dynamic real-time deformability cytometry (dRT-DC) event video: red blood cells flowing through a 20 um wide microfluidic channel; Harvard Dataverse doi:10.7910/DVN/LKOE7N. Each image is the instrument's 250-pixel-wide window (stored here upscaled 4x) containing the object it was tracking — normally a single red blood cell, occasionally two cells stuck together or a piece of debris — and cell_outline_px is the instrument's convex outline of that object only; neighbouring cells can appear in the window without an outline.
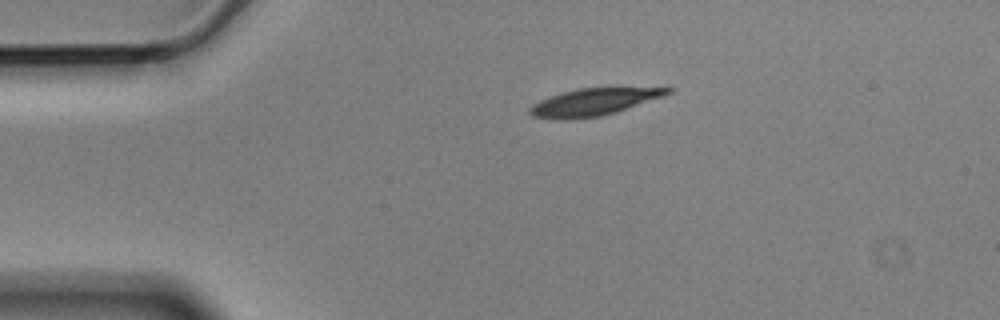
{"species": "Egyptian fruit bat (a non-hibernating species)", "species_latin": "Rousettus aegyptiacus", "temperature_condition": "cold", "stored_images_in_passage": 3, "camera_frame_rate_fps": 3000, "um_per_image_px": 0.085, "animal": {"sex": "male"}, "frame": {"image": 1, "passage_image": 1, "time_ms": 0.0, "image_size_px": [1000, 320], "cell_outline_px": [[672, 92], [616, 112], [600, 116], [564, 120], [532, 116], [528, 112], [528, 108], [532, 104], [540, 100], [576, 88], [612, 84], [672, 88]], "centroid_in_image_um": [50.52, 8.6], "position_along_channel_um": 34.5, "area_um2": 22.66}}
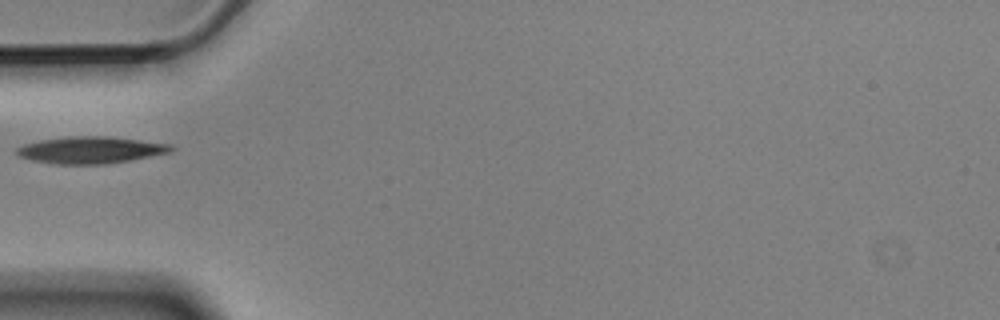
{"frame": {"image": 2, "passage_image": 3, "time_ms": 0.667, "image_size_px": [1000, 320], "cell_outline_px": [[176, 148], [172, 152], [132, 160], [104, 164], [52, 164], [32, 160], [16, 156], [16, 148], [24, 144], [40, 140], [72, 136], [108, 136], [172, 144]], "centroid_in_image_um": [7.72, 12.75], "position_along_channel_um": 77.3, "area_um2": 24.39}}